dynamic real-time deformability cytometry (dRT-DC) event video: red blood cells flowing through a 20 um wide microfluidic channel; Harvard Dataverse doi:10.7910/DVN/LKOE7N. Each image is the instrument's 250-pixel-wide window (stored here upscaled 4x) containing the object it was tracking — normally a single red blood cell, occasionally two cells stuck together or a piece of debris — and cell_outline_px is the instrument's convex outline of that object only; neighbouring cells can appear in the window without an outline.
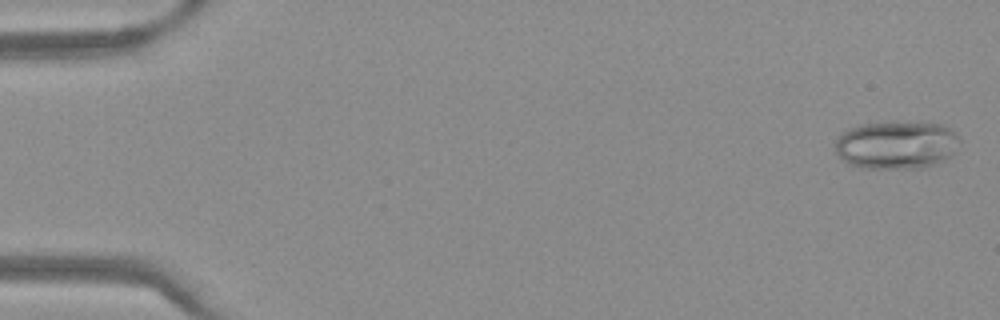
{"species": "Egyptian fruit bat (a non-hibernating species)", "species_latin": "Rousettus aegyptiacus", "temperature_condition": "warm", "stored_images_in_passage": 51, "camera_frame_rate_fps": 3000, "um_per_image_px": 0.085, "frame": {"image": 1, "passage_image": 2, "time_ms": 0.333, "image_size_px": [1000, 320], "cell_outline_px": [[960, 140], [952, 156], [936, 164], [924, 168], [868, 168], [848, 164], [836, 152], [836, 140], [848, 128], [860, 124], [892, 120], [940, 124], [956, 132], [960, 136]], "centroid_in_image_um": [76.23, 12.29], "position_along_channel_um": 8.8, "area_um2": 35.37}}
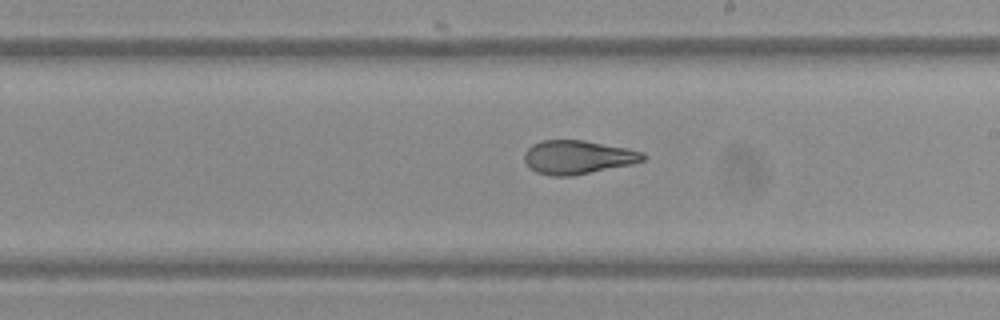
{"frame": {"image": 2, "passage_image": 30, "time_ms": 9.667, "image_size_px": [1000, 320], "cell_outline_px": [[648, 156], [644, 160], [632, 164], [572, 176], [552, 176], [536, 172], [524, 160], [524, 152], [532, 144], [540, 140], [584, 140], [628, 148], [644, 152]], "centroid_in_image_um": [49.13, 13.35], "position_along_channel_um": 239.9, "area_um2": 23.41}}
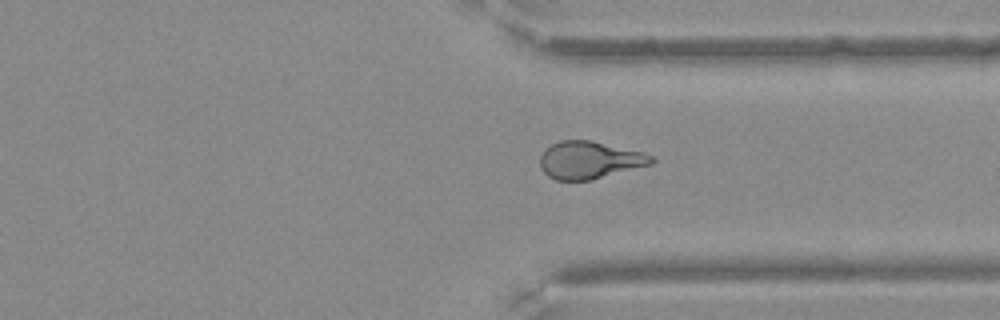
{"frame": {"image": 3, "passage_image": 39, "time_ms": 12.667, "image_size_px": [1000, 320], "cell_outline_px": [[656, 160], [652, 164], [592, 180], [556, 180], [548, 176], [540, 168], [540, 156], [544, 148], [560, 140], [592, 140], [644, 152], [652, 156]], "centroid_in_image_um": [50.11, 13.6], "position_along_channel_um": 361.3, "area_um2": 24.57}}